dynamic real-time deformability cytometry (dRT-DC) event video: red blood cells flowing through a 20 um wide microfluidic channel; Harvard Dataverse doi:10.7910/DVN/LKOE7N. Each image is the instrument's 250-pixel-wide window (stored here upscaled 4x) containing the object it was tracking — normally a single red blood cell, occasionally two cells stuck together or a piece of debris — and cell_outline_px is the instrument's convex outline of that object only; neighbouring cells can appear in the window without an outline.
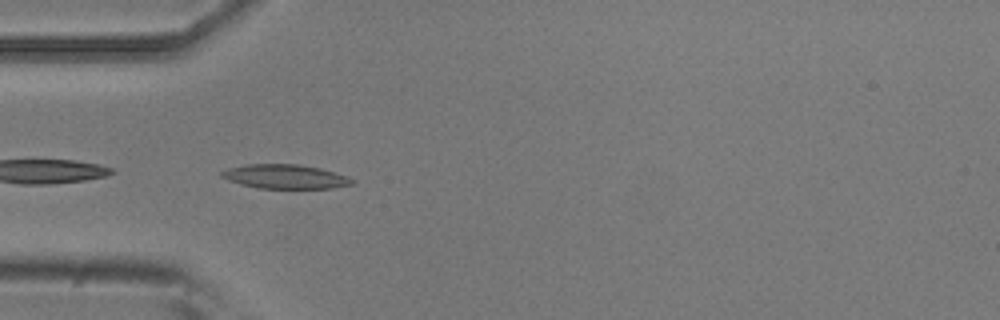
{"species": "common noctule bat (a hibernating species)", "species_latin": "Nyctalus noctula", "temperature_condition": "room temperature", "stored_images_in_passage": 8, "camera_frame_rate_fps": 3000, "um_per_image_px": 0.085, "animal": {"sex": "male", "body_mass_g": 20.5, "forearm_length_mm": 52.5}, "frame": {"image": 1, "passage_image": 3, "time_ms": 0.667, "image_size_px": [1000, 320], "cell_outline_px": [[356, 184], [332, 188], [260, 188], [240, 184], [228, 180], [220, 176], [220, 172], [228, 168], [248, 164], [300, 164], [320, 168], [348, 176], [356, 180]], "centroid_in_image_um": [24.28, 15.01], "position_along_channel_um": 60.7, "area_um2": 18.5}}
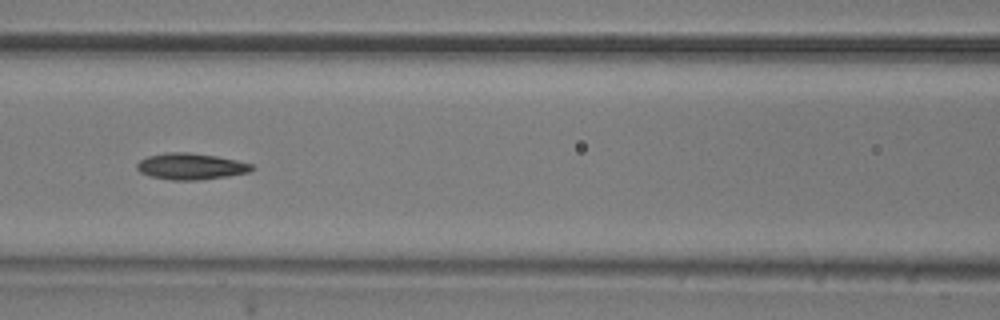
{"frame": {"image": 2, "passage_image": 5, "time_ms": 1.333, "image_size_px": [1000, 320], "cell_outline_px": [[256, 168], [248, 172], [228, 176], [200, 180], [172, 180], [148, 176], [140, 172], [136, 168], [136, 164], [140, 160], [148, 156], [164, 152], [188, 152], [216, 156], [236, 160], [252, 164]], "centroid_in_image_um": [16.2, 14.14], "position_along_channel_um": 150.4, "area_um2": 17.74}}
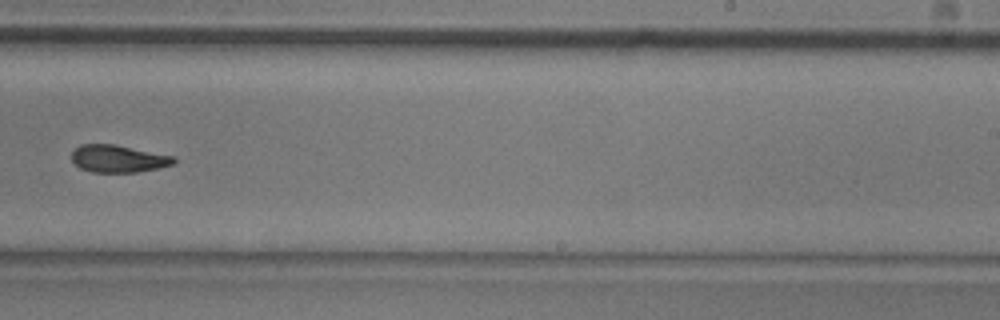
{"frame": {"image": 3, "passage_image": 8, "time_ms": 2.333, "image_size_px": [1000, 320], "cell_outline_px": [[176, 164], [160, 168], [136, 172], [92, 172], [80, 168], [72, 160], [72, 152], [80, 144], [116, 144], [176, 156]], "centroid_in_image_um": [10.11, 13.48], "position_along_channel_um": 278.9, "area_um2": 16.53}}